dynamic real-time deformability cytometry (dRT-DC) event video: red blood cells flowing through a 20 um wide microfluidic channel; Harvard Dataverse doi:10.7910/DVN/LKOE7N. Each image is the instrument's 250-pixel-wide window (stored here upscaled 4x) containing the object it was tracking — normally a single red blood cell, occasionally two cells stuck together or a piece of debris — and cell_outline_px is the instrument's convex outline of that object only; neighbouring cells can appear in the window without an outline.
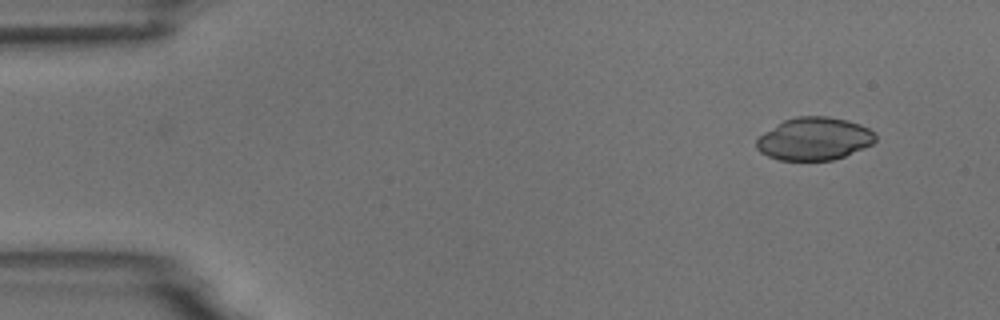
{"species": "common noctule bat (a hibernating species)", "species_latin": "Nyctalus noctula", "temperature_condition": "room temperature", "stored_images_in_passage": 2, "camera_frame_rate_fps": 3000, "um_per_image_px": 0.085, "animal": {"sex": "male", "body_mass_g": 18.8}, "frame": {"image": 1, "passage_image": 2, "time_ms": 2.0, "image_size_px": [1000, 320], "cell_outline_px": [[876, 140], [872, 144], [864, 148], [844, 156], [832, 160], [780, 160], [768, 156], [760, 152], [756, 148], [756, 140], [764, 132], [776, 124], [784, 120], [796, 116], [828, 116], [848, 120], [860, 124], [876, 132]], "centroid_in_image_um": [69.22, 11.79], "position_along_channel_um": 15.8, "area_um2": 29.77}}